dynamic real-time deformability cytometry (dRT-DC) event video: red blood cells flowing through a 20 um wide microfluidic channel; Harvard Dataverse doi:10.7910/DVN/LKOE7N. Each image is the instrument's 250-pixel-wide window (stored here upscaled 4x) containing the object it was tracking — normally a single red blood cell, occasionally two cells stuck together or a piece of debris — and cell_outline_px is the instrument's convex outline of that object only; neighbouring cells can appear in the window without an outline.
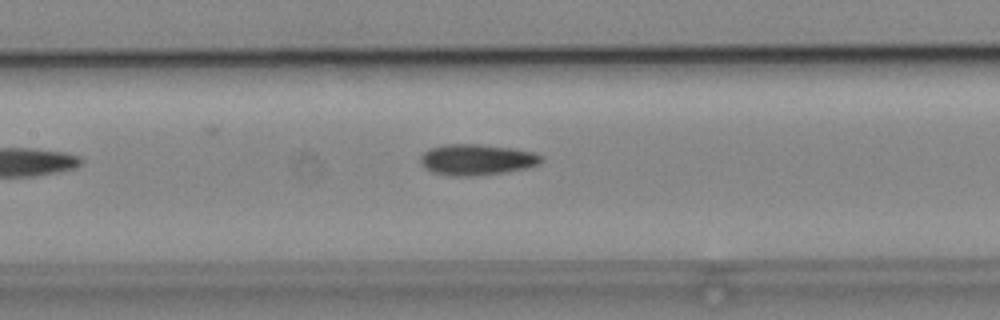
{"species": "common noctule bat (a hibernating species)", "species_latin": "Nyctalus noctula", "temperature_condition": "cold", "stored_images_in_passage": 5, "camera_frame_rate_fps": 3000, "um_per_image_px": 0.085, "animal": {"sex": "male", "body_mass_g": 19.2, "forearm_length_mm": 51.8}, "frame": {"image": 1, "passage_image": 5, "time_ms": 1.333, "image_size_px": [1000, 320], "cell_outline_px": [[544, 160], [540, 164], [528, 168], [504, 172], [468, 176], [456, 176], [432, 172], [424, 168], [420, 164], [420, 156], [424, 152], [432, 148], [444, 144], [480, 144], [512, 148], [536, 152]], "centroid_in_image_um": [40.54, 13.56], "position_along_channel_um": 166.9, "area_um2": 21.85}}